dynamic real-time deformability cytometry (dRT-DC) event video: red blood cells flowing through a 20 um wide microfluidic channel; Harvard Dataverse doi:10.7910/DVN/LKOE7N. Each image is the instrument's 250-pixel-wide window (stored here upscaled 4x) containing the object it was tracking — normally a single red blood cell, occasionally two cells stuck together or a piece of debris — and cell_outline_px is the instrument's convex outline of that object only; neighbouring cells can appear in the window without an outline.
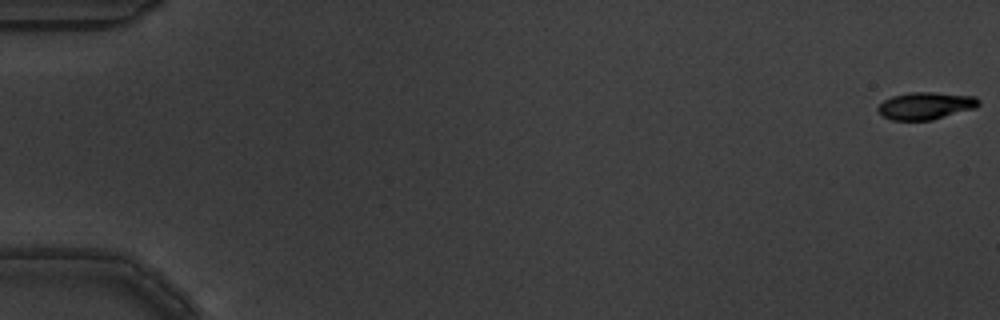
{"species": "common noctule bat (a hibernating species)", "species_latin": "Nyctalus noctula", "temperature_condition": "warm", "stored_images_in_passage": 6, "camera_frame_rate_fps": 3000, "um_per_image_px": 0.085, "animal": {"sex": "male", "body_mass_g": 19.5, "forearm_length_mm": 54.6}, "frame": {"image": 1, "passage_image": 1, "time_ms": 0.0, "image_size_px": [1000, 320], "cell_outline_px": [[980, 104], [976, 108], [932, 120], [892, 120], [884, 116], [876, 108], [884, 100], [892, 96], [908, 92], [936, 92], [976, 96], [980, 100]], "centroid_in_image_um": [78.72, 8.98], "position_along_channel_um": 6.3, "area_um2": 16.13}}
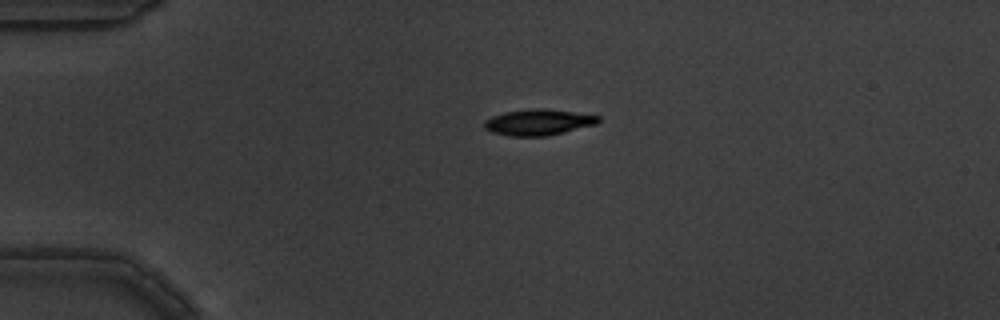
{"frame": {"image": 2, "passage_image": 5, "time_ms": 1.333, "image_size_px": [1000, 320], "cell_outline_px": [[600, 120], [596, 124], [564, 132], [544, 136], [508, 136], [492, 132], [484, 128], [484, 120], [492, 116], [504, 112], [536, 108], [544, 108], [600, 116]], "centroid_in_image_um": [45.73, 10.39], "position_along_channel_um": 39.3, "area_um2": 17.17}}